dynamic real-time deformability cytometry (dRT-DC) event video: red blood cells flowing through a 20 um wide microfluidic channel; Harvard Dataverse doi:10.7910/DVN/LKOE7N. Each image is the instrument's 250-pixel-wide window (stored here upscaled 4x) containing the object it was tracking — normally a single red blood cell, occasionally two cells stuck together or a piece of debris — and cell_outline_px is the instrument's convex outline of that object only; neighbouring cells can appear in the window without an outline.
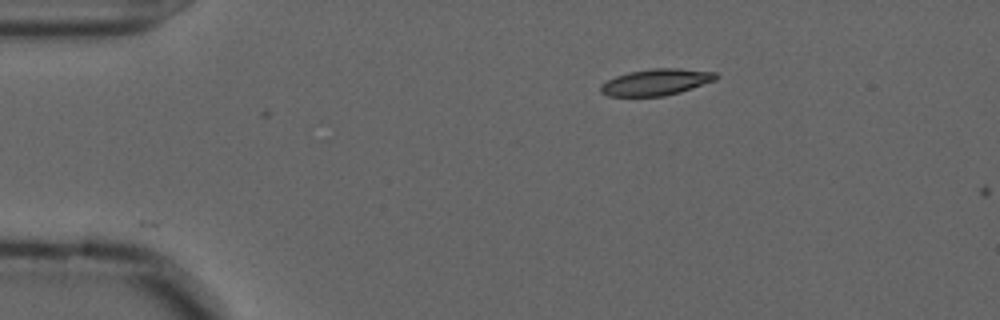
{"species": "common noctule bat (a hibernating species)", "species_latin": "Nyctalus noctula", "temperature_condition": "cold", "stored_images_in_passage": 2, "camera_frame_rate_fps": 3000, "um_per_image_px": 0.085, "animal": {"sex": "male", "forearm_length_mm": 52.5}, "frame": {"image": 1, "passage_image": 1, "time_ms": 0.0, "image_size_px": [1000, 320], "cell_outline_px": [[720, 76], [716, 80], [680, 92], [664, 96], [608, 96], [600, 92], [600, 84], [616, 76], [628, 72], [652, 68], [680, 68], [716, 72]], "centroid_in_image_um": [55.78, 6.97], "position_along_channel_um": 29.2, "area_um2": 17.86}}